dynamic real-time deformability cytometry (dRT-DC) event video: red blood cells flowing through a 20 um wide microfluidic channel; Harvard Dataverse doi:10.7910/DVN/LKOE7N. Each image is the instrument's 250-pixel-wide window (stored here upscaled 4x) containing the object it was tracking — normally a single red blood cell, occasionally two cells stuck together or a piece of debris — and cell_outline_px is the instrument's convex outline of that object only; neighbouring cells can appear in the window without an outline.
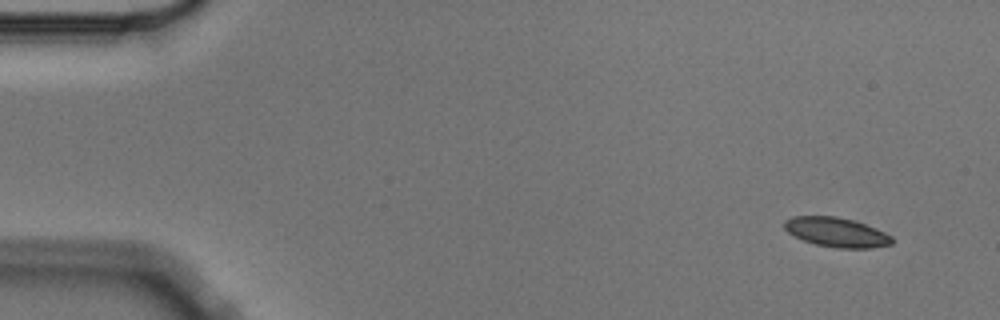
{"species": "Egyptian fruit bat (a non-hibernating species)", "species_latin": "Rousettus aegyptiacus", "temperature_condition": "cold", "stored_images_in_passage": 5, "camera_frame_rate_fps": 3000, "um_per_image_px": 0.085, "animal": {"sex": "male"}, "frame": {"image": 1, "passage_image": 1, "time_ms": 0.0, "image_size_px": [1000, 320], "cell_outline_px": [[892, 244], [872, 248], [836, 248], [816, 244], [804, 240], [788, 232], [784, 228], [784, 220], [792, 216], [836, 216], [852, 220], [876, 228], [892, 236]], "centroid_in_image_um": [71.1, 19.74], "position_along_channel_um": 13.9, "area_um2": 18.38}}
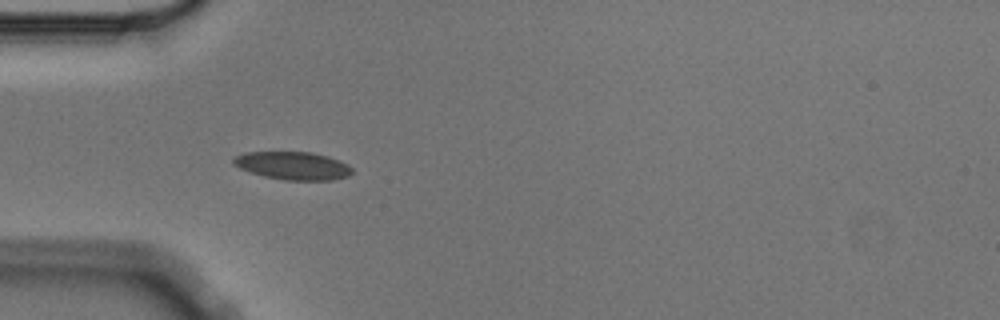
{"frame": {"image": 2, "passage_image": 4, "time_ms": 1.0, "image_size_px": [1000, 320], "cell_outline_px": [[352, 172], [348, 176], [332, 180], [284, 180], [264, 176], [240, 168], [232, 164], [232, 156], [244, 152], [312, 152], [328, 156], [348, 164], [352, 168]], "centroid_in_image_um": [24.87, 14.07], "position_along_channel_um": 60.1, "area_um2": 19.42}}
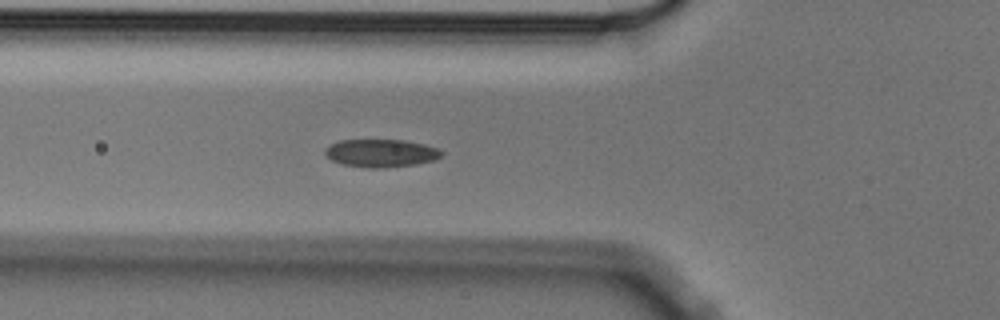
{"frame": {"image": 3, "passage_image": 5, "time_ms": 1.333, "image_size_px": [1000, 320], "cell_outline_px": [[444, 152], [440, 156], [432, 160], [416, 164], [384, 168], [368, 168], [344, 164], [332, 160], [324, 156], [324, 148], [340, 140], [404, 140], [424, 144], [440, 148]], "centroid_in_image_um": [32.37, 13.01], "position_along_channel_um": 93.4, "area_um2": 18.96}}